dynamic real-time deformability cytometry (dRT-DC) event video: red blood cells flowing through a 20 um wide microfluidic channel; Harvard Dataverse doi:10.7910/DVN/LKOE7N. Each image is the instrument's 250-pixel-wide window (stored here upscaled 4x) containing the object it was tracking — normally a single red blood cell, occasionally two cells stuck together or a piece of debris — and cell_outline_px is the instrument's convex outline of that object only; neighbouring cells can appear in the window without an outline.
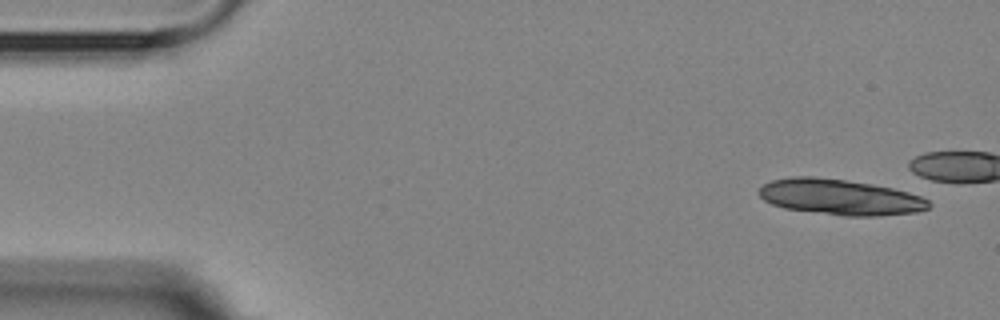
{"species": "Egyptian fruit bat (a non-hibernating species)", "species_latin": "Rousettus aegyptiacus", "temperature_condition": "room temperature", "stored_images_in_passage": 6, "camera_frame_rate_fps": 3000, "um_per_image_px": 0.085, "animal": {"sex": "female"}, "frame": {"image": 1, "passage_image": 1, "time_ms": 0.0, "image_size_px": [1000, 320], "cell_outline_px": [[932, 204], [928, 208], [916, 212], [880, 216], [844, 216], [784, 208], [772, 204], [764, 200], [756, 192], [764, 184], [772, 180], [792, 176], [812, 176], [844, 180], [872, 184], [892, 188], [908, 192], [920, 196], [928, 200]], "centroid_in_image_um": [71.39, 16.75], "position_along_channel_um": 13.6, "area_um2": 35.32}}
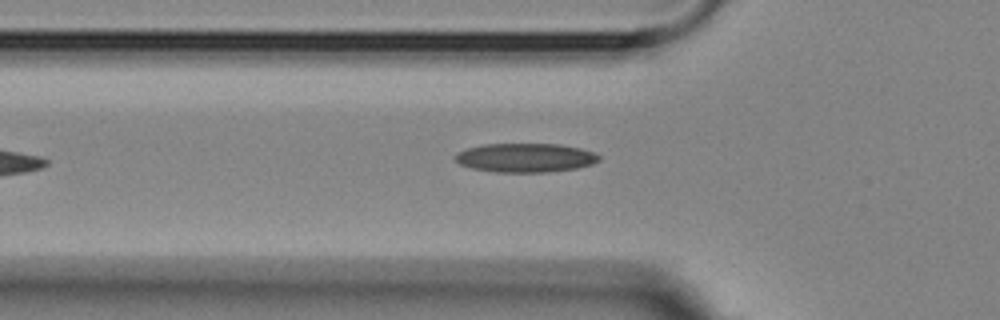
{"frame": {"image": 2, "passage_image": 6, "time_ms": 6.333, "image_size_px": [1000, 320], "cell_outline_px": [[600, 160], [592, 164], [576, 168], [548, 172], [496, 172], [472, 168], [460, 164], [456, 160], [456, 152], [468, 148], [484, 144], [560, 144], [580, 148], [596, 152], [600, 156]], "centroid_in_image_um": [44.69, 13.4], "position_along_channel_um": 81.1, "area_um2": 24.28}}